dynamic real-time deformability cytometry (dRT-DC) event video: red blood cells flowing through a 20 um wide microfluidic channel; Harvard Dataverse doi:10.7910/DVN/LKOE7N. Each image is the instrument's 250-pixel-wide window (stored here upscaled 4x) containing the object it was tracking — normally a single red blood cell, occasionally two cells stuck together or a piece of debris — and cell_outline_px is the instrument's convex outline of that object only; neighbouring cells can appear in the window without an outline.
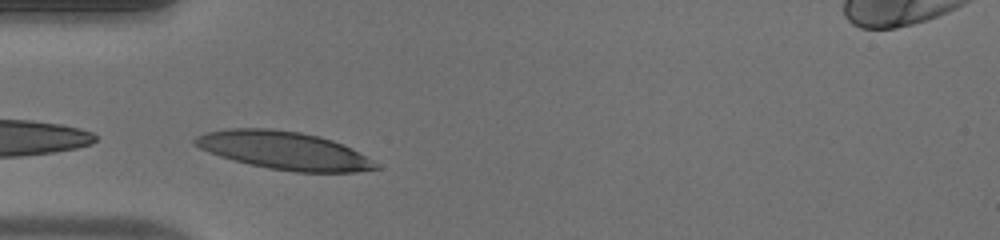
{"species": "human", "species_latin": "Homo sapiens", "temperature_condition": "warm", "stored_images_in_passage": 28, "camera_frame_rate_fps": 3000, "um_per_image_px": 0.085, "donor": {"sex": "male"}, "frame": {"image": 1, "passage_image": 1, "time_ms": 0.0, "image_size_px": [1000, 240], "cell_outline_px": [[380, 168], [356, 172], [296, 172], [268, 168], [232, 160], [208, 152], [192, 144], [192, 140], [196, 136], [204, 132], [228, 128], [272, 128], [300, 132], [320, 136], [332, 140], [352, 148], [372, 160]], "centroid_in_image_um": [24.09, 12.78], "position_along_channel_um": 60.9, "area_um2": 40.11}}
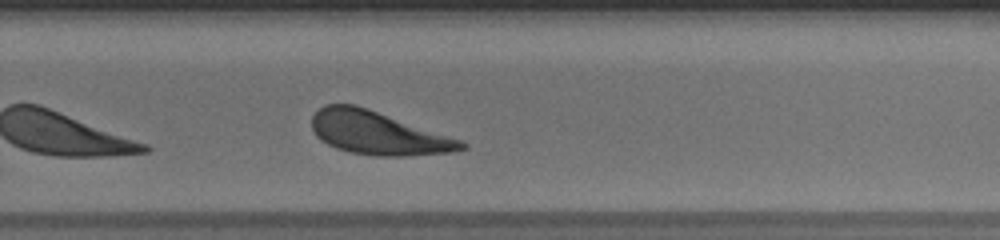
{"frame": {"image": 2, "passage_image": 20, "time_ms": 6.333, "image_size_px": [1000, 240], "cell_outline_px": [[468, 148], [456, 152], [404, 156], [372, 156], [348, 152], [336, 148], [320, 140], [316, 136], [312, 128], [312, 116], [324, 104], [356, 104], [368, 108], [460, 140], [468, 144]], "centroid_in_image_um": [32.11, 11.32], "position_along_channel_um": 297.7, "area_um2": 37.69}}
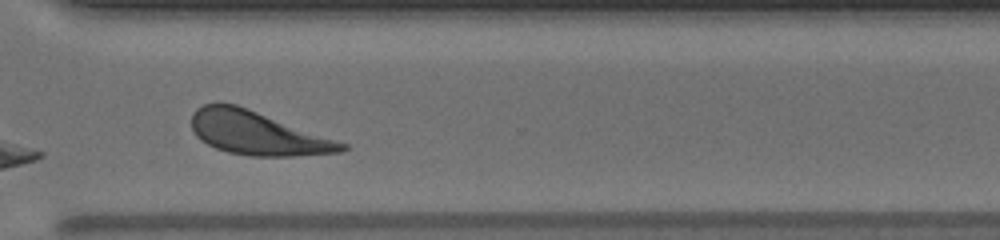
{"frame": {"image": 3, "passage_image": 24, "time_ms": 7.667, "image_size_px": [1000, 240], "cell_outline_px": [[348, 148], [344, 152], [292, 156], [252, 156], [228, 152], [216, 148], [200, 140], [196, 136], [192, 128], [192, 112], [196, 108], [204, 104], [236, 104], [248, 108], [348, 144]], "centroid_in_image_um": [21.88, 11.32], "position_along_channel_um": 348.7, "area_um2": 37.86}, "authors_computed_cell_mechanics": {"area_um2": 37.9168, "velocity_mm_per_s": 3.7949, "shape_relaxation_time_tau1_ms": 4.07, "shape_relaxation_time_tau2_ms": 3.268, "deformation_change_tau1": 0.1644, "deformation_change_tau2": 0.1187}}